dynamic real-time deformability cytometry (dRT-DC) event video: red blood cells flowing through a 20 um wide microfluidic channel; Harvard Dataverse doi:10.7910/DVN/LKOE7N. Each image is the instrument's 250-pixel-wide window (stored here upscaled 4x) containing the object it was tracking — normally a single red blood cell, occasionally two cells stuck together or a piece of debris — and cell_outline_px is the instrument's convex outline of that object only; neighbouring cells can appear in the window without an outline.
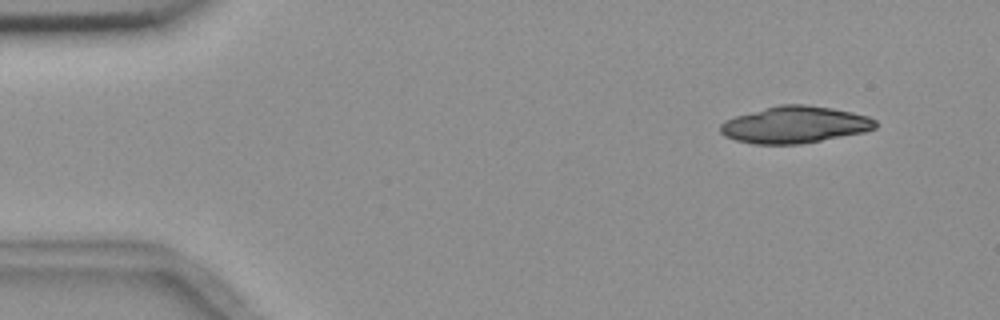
{"species": "common noctule bat (a hibernating species)", "species_latin": "Nyctalus noctula", "temperature_condition": "room temperature", "stored_images_in_passage": 6, "segment_of_instrument_passage": [1, 2], "camera_frame_rate_fps": 3000, "um_per_image_px": 0.085, "animal": {"sex": "female", "body_mass_g": 18.4}, "frame": {"image": 1, "passage_image": 2, "time_ms": 1.0, "image_size_px": [1000, 320], "cell_outline_px": [[876, 128], [864, 132], [800, 144], [752, 144], [736, 140], [724, 136], [720, 132], [720, 124], [724, 120], [736, 116], [764, 108], [780, 104], [804, 104], [832, 108], [852, 112], [868, 116], [876, 120]], "centroid_in_image_um": [67.54, 10.6], "position_along_channel_um": 17.5, "area_um2": 33.23}}